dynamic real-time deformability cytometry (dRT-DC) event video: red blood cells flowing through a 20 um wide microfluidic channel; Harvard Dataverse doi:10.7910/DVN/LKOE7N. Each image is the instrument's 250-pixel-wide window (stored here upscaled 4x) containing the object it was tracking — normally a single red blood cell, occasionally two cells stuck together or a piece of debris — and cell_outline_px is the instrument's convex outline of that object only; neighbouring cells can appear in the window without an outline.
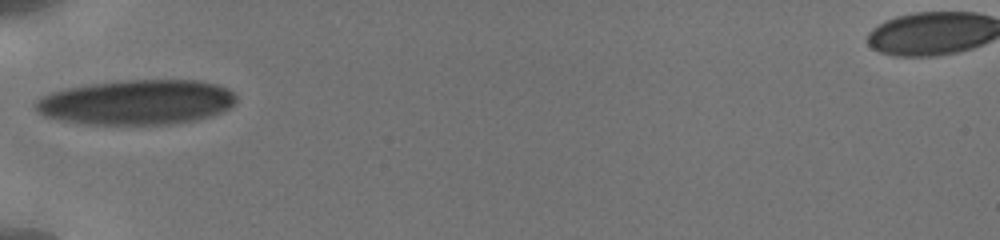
{"species": "human", "species_latin": "Homo sapiens", "temperature_condition": "cold", "stored_images_in_passage": 7, "camera_frame_rate_fps": 3000, "um_per_image_px": 0.085, "donor": {"sex": "male"}, "frame": {"image": 1, "passage_image": 1, "time_ms": 0.0, "image_size_px": [1000, 240], "cell_outline_px": [[236, 104], [224, 112], [212, 116], [196, 120], [168, 124], [84, 124], [60, 120], [44, 116], [32, 104], [40, 96], [64, 88], [88, 84], [124, 80], [200, 80], [216, 84], [228, 88], [236, 96]], "centroid_in_image_um": [11.64, 8.68], "position_along_channel_um": 73.4, "area_um2": 53.0}}
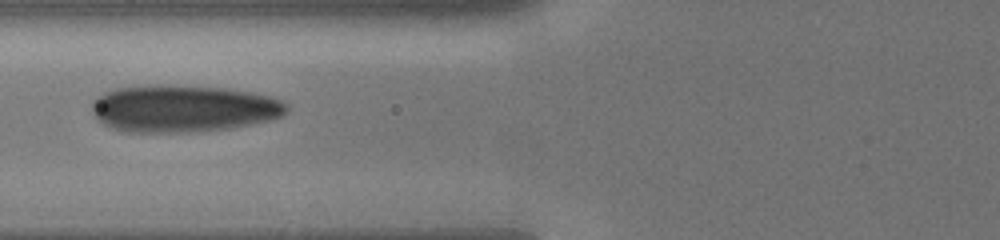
{"frame": {"image": 2, "passage_image": 6, "time_ms": 1.0, "image_size_px": [1000, 240], "cell_outline_px": [[288, 108], [284, 116], [268, 120], [228, 128], [188, 132], [128, 132], [112, 128], [96, 120], [92, 112], [92, 100], [104, 92], [116, 88], [148, 84], [168, 84], [224, 88], [252, 92], [268, 96], [280, 100], [288, 104]], "centroid_in_image_um": [15.52, 9.21], "position_along_channel_um": 110.3, "area_um2": 53.81}}